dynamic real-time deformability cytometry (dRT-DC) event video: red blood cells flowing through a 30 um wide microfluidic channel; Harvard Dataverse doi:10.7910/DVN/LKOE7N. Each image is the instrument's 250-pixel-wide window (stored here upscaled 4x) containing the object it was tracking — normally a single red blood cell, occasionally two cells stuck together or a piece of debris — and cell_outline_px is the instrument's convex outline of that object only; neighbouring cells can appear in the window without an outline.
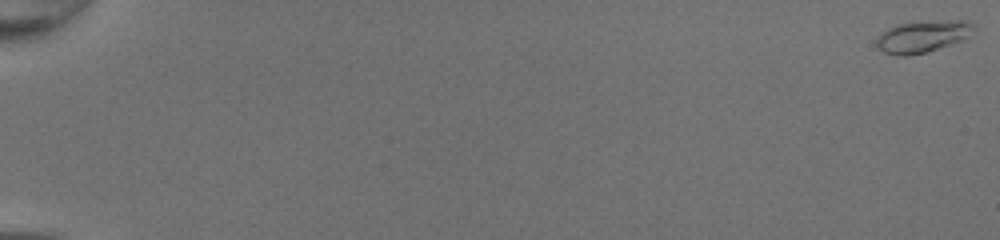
{"species": "common noctule bat (a hibernating species)", "species_latin": "Nyctalus noctula", "temperature_condition": "room temperature", "stored_images_in_passage": 9, "camera_frame_rate_fps": 3000, "um_per_image_px": 0.085, "animal": {"sex": "female", "body_mass_g": 20.0, "forearm_length_mm": 54.0}, "frame": {"image": 1, "passage_image": 1, "time_ms": 0.0, "image_size_px": [1000, 240], "cell_outline_px": [[976, 28], [964, 40], [924, 52], [908, 56], [896, 56], [884, 52], [876, 44], [876, 40], [880, 32], [896, 24], [920, 20], [968, 20], [976, 24]], "centroid_in_image_um": [78.44, 3.06], "position_along_channel_um": 6.6, "area_um2": 18.5}}